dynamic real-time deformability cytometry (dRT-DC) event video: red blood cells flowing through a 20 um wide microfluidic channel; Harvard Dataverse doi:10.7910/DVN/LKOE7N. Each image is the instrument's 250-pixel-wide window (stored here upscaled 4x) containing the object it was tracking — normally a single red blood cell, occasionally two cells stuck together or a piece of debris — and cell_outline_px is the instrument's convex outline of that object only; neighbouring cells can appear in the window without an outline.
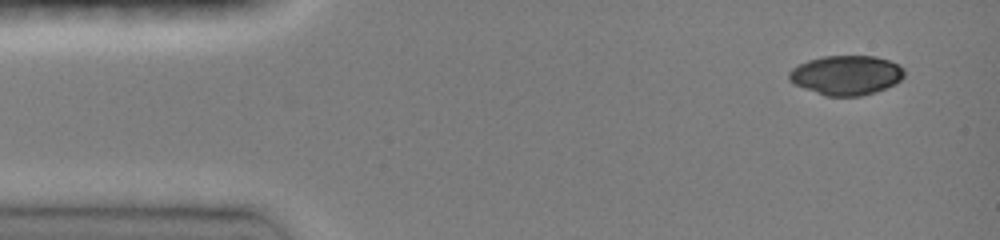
{"species": "common noctule bat (a hibernating species)", "species_latin": "Nyctalus noctula", "temperature_condition": "room temperature", "stored_images_in_passage": 44, "camera_frame_rate_fps": 3000, "um_per_image_px": 0.085, "animal": {"sex": "female", "body_mass_g": 19.0, "forearm_length_mm": 51.5}, "frame": {"image": 1, "passage_image": 1, "time_ms": 0.0, "image_size_px": [1000, 240], "cell_outline_px": [[904, 76], [896, 84], [876, 92], [860, 96], [824, 96], [804, 88], [788, 80], [788, 72], [792, 68], [808, 60], [824, 56], [876, 56], [900, 64], [904, 68]], "centroid_in_image_um": [71.95, 6.39], "position_along_channel_um": 13.0, "area_um2": 26.7}}
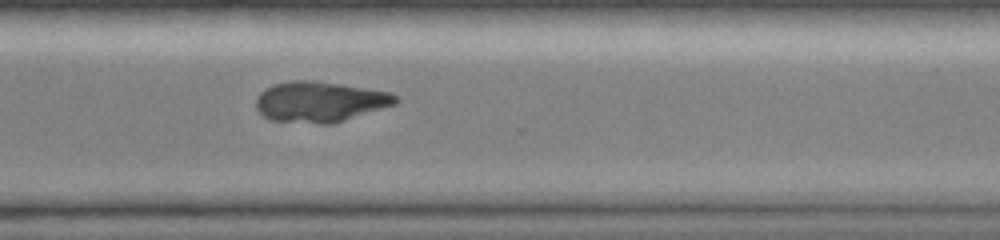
{"frame": {"image": 2, "passage_image": 32, "time_ms": 10.333, "image_size_px": [1000, 240], "cell_outline_px": [[400, 100], [396, 104], [332, 124], [320, 124], [272, 120], [264, 116], [256, 108], [256, 96], [260, 92], [276, 84], [292, 80], [312, 80], [340, 84], [388, 92], [396, 96]], "centroid_in_image_um": [27.18, 8.65], "position_along_channel_um": 343.4, "area_um2": 32.71}}
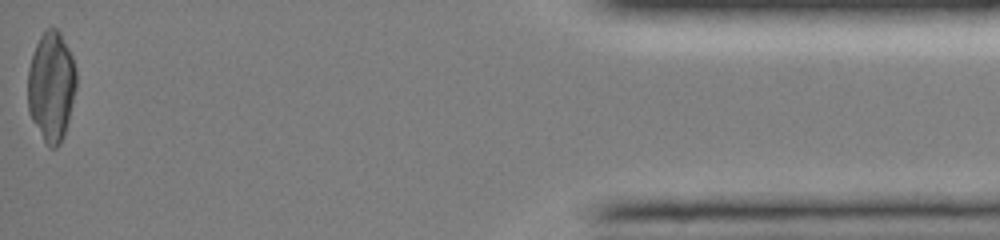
{"frame": {"image": 3, "passage_image": 44, "time_ms": 14.333, "image_size_px": [1000, 240], "cell_outline_px": [[76, 88], [68, 120], [60, 144], [56, 148], [48, 148], [32, 120], [28, 112], [28, 68], [32, 52], [40, 36], [48, 28], [56, 28], [60, 32], [72, 56], [76, 68]], "centroid_in_image_um": [4.35, 7.34], "position_along_channel_um": 430.9, "area_um2": 31.04}}